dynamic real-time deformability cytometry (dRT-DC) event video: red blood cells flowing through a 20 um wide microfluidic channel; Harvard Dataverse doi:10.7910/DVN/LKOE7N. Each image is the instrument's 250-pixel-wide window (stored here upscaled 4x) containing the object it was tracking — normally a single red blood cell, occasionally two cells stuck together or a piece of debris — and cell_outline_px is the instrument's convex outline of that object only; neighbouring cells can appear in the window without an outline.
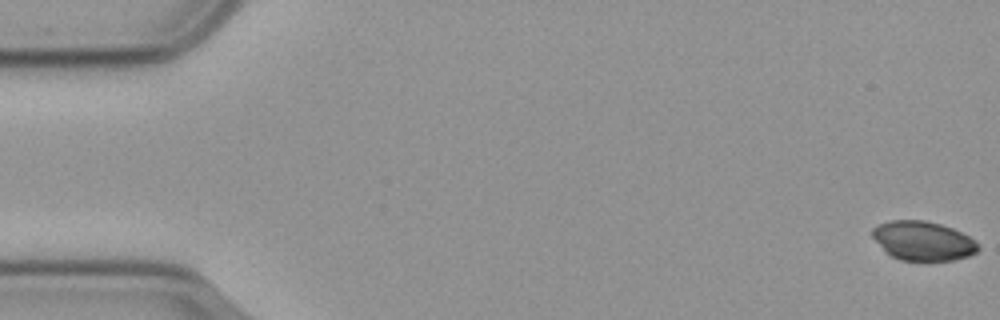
{"species": "common noctule bat (a hibernating species)", "species_latin": "Nyctalus noctula", "temperature_condition": "cold", "stored_images_in_passage": 58, "camera_frame_rate_fps": 3000, "um_per_image_px": 0.085, "animal": {"sex": "male", "body_mass_g": 23.1, "forearm_length_mm": 52.7}, "frame": {"image": 1, "passage_image": 1, "time_ms": 0.0, "image_size_px": [1000, 320], "cell_outline_px": [[980, 248], [976, 252], [968, 256], [956, 260], [900, 260], [892, 256], [872, 236], [872, 228], [880, 224], [892, 220], [924, 220], [940, 224], [952, 228], [976, 240]], "centroid_in_image_um": [78.49, 20.47], "position_along_channel_um": 6.5, "area_um2": 23.87}}
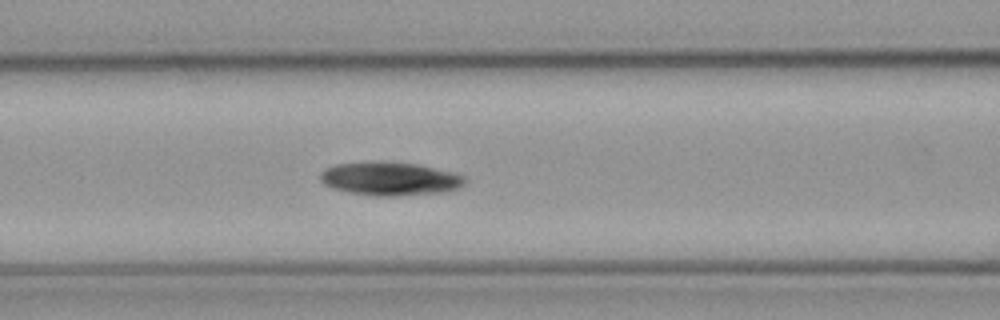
{"frame": {"image": 2, "passage_image": 24, "time_ms": 7.667, "image_size_px": [1000, 320], "cell_outline_px": [[464, 184], [460, 188], [444, 192], [396, 196], [376, 196], [348, 192], [332, 188], [324, 184], [320, 180], [320, 172], [324, 168], [336, 164], [380, 160], [416, 164], [456, 172], [464, 176]], "centroid_in_image_um": [33.13, 15.18], "position_along_channel_um": 133.5, "area_um2": 28.61}}
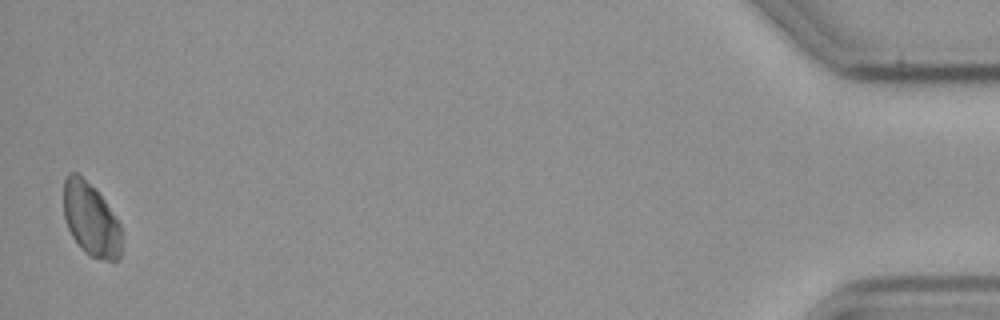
{"frame": {"image": 3, "passage_image": 57, "time_ms": 18.667, "image_size_px": [1000, 320], "cell_outline_px": [[120, 256], [116, 260], [104, 260], [92, 256], [84, 252], [72, 236], [64, 220], [64, 180], [68, 172], [76, 172], [104, 200], [120, 224]], "centroid_in_image_um": [7.7, 18.67], "position_along_channel_um": 427.5, "area_um2": 24.22}, "authors_computed_cell_mechanics": {"area_um2": 25.9811, "velocity_mm_per_s": 3.5776, "shape_relaxation_time_tau1_ms": 6.9771, "shape_relaxation_time_tau2_ms": null, "deformation_change_tau1": 0.042, "deformation_change_tau2": null}}